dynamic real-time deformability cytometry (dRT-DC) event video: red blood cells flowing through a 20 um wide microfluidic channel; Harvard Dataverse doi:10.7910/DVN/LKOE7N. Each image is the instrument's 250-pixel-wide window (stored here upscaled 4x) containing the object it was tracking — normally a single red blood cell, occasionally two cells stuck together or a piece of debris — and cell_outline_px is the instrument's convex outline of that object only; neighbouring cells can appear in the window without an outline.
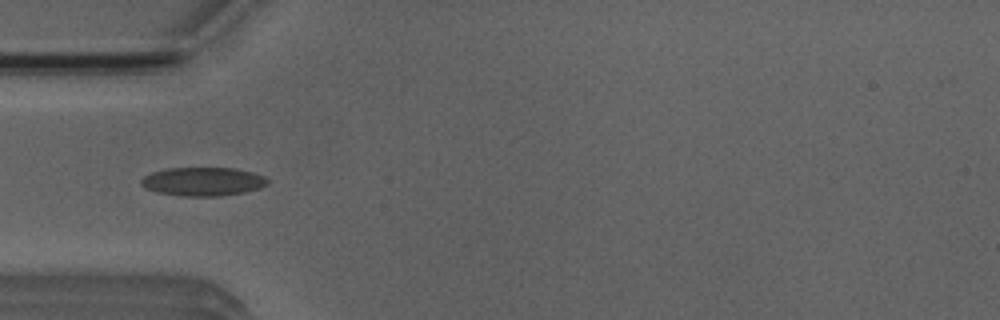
{"species": "Egyptian fruit bat (a non-hibernating species)", "species_latin": "Rousettus aegyptiacus", "temperature_condition": "room temperature", "stored_images_in_passage": 4, "camera_frame_rate_fps": 3000, "um_per_image_px": 0.085, "animal": {"sex": "male"}, "frame": {"image": 1, "passage_image": 4, "time_ms": 3.333, "image_size_px": [1000, 320], "cell_outline_px": [[268, 184], [260, 188], [244, 192], [220, 196], [180, 196], [156, 192], [144, 188], [140, 184], [140, 180], [144, 176], [152, 172], [164, 168], [236, 168], [252, 172], [264, 176], [268, 180]], "centroid_in_image_um": [17.22, 15.43], "position_along_channel_um": 67.8, "area_um2": 21.27}}